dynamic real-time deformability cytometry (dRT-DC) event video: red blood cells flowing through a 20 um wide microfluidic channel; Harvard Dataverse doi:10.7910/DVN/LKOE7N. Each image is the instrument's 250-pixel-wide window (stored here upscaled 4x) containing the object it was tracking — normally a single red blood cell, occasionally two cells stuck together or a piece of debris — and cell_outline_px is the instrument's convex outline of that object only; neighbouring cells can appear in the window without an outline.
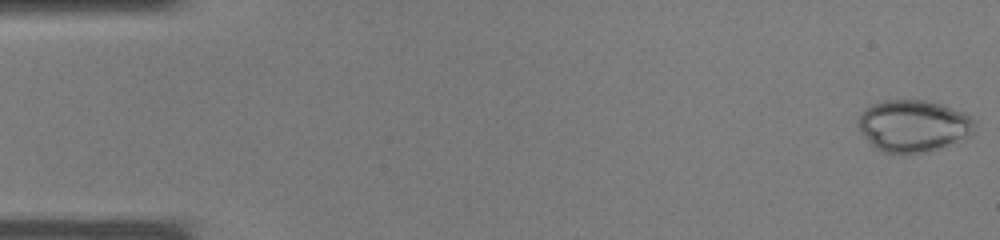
{"species": "common noctule bat (a hibernating species)", "species_latin": "Nyctalus noctula", "temperature_condition": "warm", "stored_images_in_passage": 38, "camera_frame_rate_fps": 3000, "um_per_image_px": 0.085, "animal": {"sex": "male", "body_mass_g": 19.0, "forearm_length_mm": 50.8}, "frame": {"image": 1, "passage_image": 1, "time_ms": 0.0, "image_size_px": [1000, 240], "cell_outline_px": [[976, 124], [972, 132], [968, 136], [928, 152], [884, 152], [872, 144], [864, 136], [860, 128], [860, 112], [864, 108], [872, 104], [884, 100], [928, 100], [964, 112], [972, 116], [976, 120]], "centroid_in_image_um": [77.66, 10.66], "position_along_channel_um": 7.3, "area_um2": 34.74}}
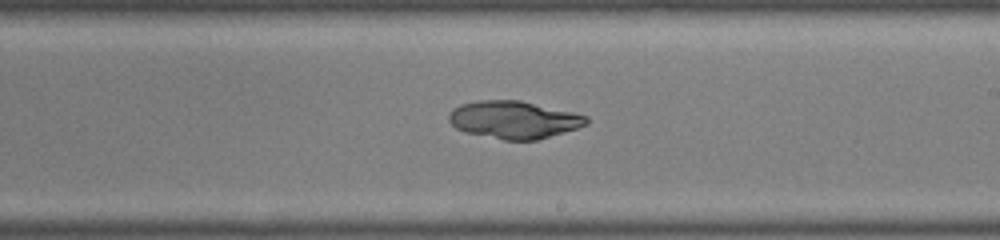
{"frame": {"image": 2, "passage_image": 22, "time_ms": 7.0, "image_size_px": [1000, 240], "cell_outline_px": [[588, 124], [576, 128], [536, 140], [504, 140], [464, 132], [456, 128], [448, 120], [448, 116], [452, 108], [460, 104], [480, 100], [520, 100], [572, 112], [588, 116]], "centroid_in_image_um": [43.64, 10.17], "position_along_channel_um": 245.4, "area_um2": 30.0}}
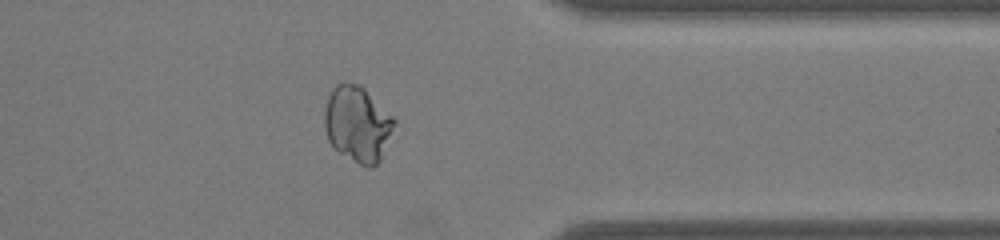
{"frame": {"image": 3, "passage_image": 30, "time_ms": 9.667, "image_size_px": [1000, 240], "cell_outline_px": [[396, 124], [380, 160], [372, 168], [364, 168], [332, 148], [328, 140], [324, 128], [324, 112], [328, 96], [332, 88], [336, 84], [344, 80], [360, 84], [396, 120]], "centroid_in_image_um": [30.36, 10.54], "position_along_channel_um": 381.0, "area_um2": 31.27}}